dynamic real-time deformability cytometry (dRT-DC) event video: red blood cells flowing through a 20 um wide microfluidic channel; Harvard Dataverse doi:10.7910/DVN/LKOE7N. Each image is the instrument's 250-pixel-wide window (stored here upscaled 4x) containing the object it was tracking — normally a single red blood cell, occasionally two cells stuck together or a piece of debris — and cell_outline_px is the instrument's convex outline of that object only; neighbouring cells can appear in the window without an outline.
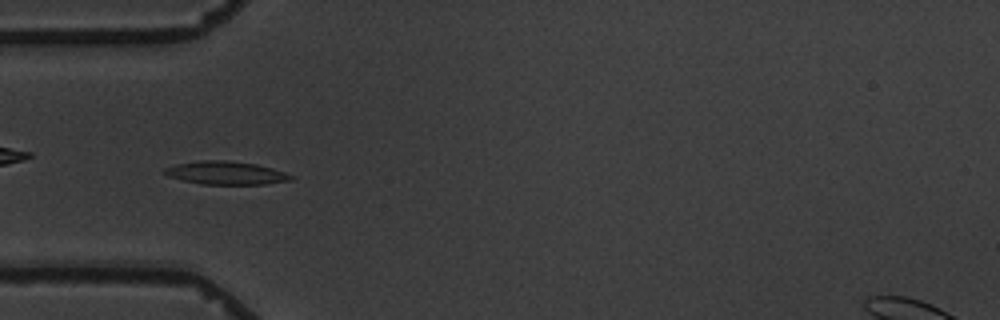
{"species": "common noctule bat (a hibernating species)", "species_latin": "Nyctalus noctula", "temperature_condition": "warm", "stored_images_in_passage": 6, "camera_frame_rate_fps": 3000, "um_per_image_px": 0.085, "animal": {"sex": "male", "body_mass_g": 19.5, "forearm_length_mm": 54.6}, "frame": {"image": 1, "passage_image": 5, "time_ms": 4.667, "image_size_px": [1000, 320], "cell_outline_px": [[292, 180], [264, 184], [200, 184], [168, 176], [164, 172], [164, 168], [176, 164], [200, 160], [228, 160], [256, 164], [272, 168], [284, 172], [292, 176]], "centroid_in_image_um": [19.19, 14.69], "position_along_channel_um": 65.8, "area_um2": 16.94}}
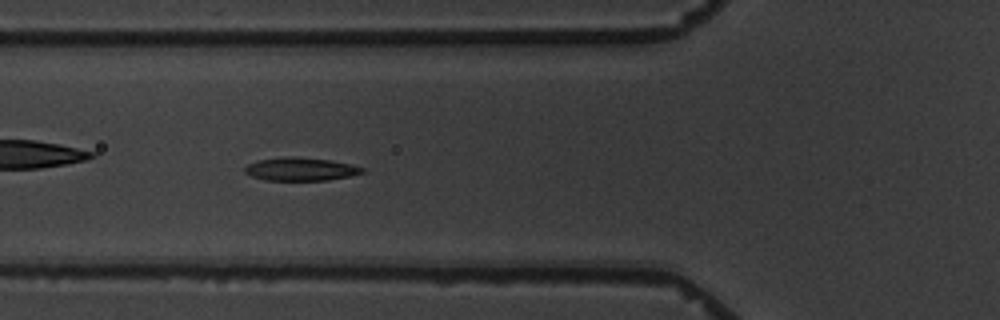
{"frame": {"image": 2, "passage_image": 6, "time_ms": 5.667, "image_size_px": [1000, 320], "cell_outline_px": [[364, 172], [348, 176], [328, 180], [264, 180], [252, 176], [244, 172], [244, 168], [248, 164], [256, 160], [288, 156], [292, 156], [328, 160], [352, 164], [364, 168]], "centroid_in_image_um": [25.52, 14.37], "position_along_channel_um": 100.3, "area_um2": 15.78}}